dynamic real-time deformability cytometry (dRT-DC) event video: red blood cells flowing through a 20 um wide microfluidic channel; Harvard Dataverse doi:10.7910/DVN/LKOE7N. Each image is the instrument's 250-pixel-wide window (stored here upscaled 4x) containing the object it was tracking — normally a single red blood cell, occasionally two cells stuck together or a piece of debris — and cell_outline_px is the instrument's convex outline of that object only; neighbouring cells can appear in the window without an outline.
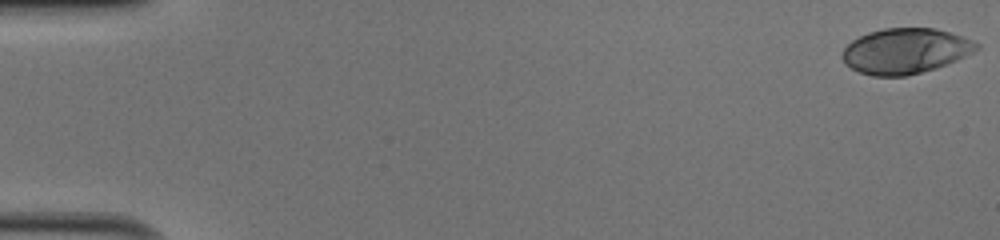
{"species": "human", "species_latin": "Homo sapiens", "temperature_condition": "cold", "stored_images_in_passage": 44, "camera_frame_rate_fps": 3000, "um_per_image_px": 0.085, "donor": {"sex": "male"}, "frame": {"image": 1, "passage_image": 1, "time_ms": 0.0, "image_size_px": [1000, 240], "cell_outline_px": [[980, 48], [956, 60], [936, 68], [908, 76], [872, 76], [860, 72], [852, 68], [840, 56], [844, 48], [852, 40], [868, 32], [884, 28], [936, 28], [964, 36], [980, 44]], "centroid_in_image_um": [76.97, 4.32], "position_along_channel_um": 8.0, "area_um2": 35.49}}
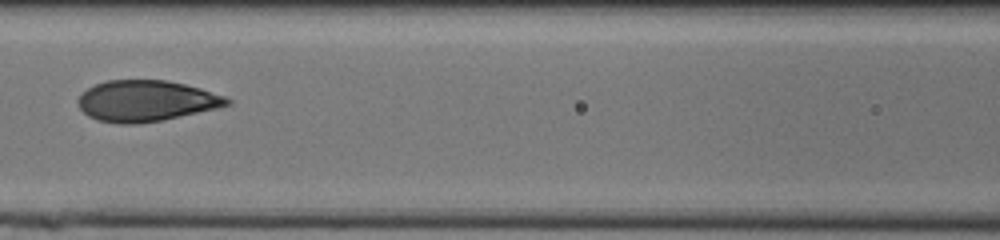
{"frame": {"image": 2, "passage_image": 24, "time_ms": 7.667, "image_size_px": [1000, 240], "cell_outline_px": [[232, 104], [216, 108], [160, 120], [136, 124], [120, 124], [96, 120], [88, 116], [80, 108], [76, 100], [88, 88], [96, 84], [108, 80], [164, 80], [184, 84], [200, 88], [224, 96], [232, 100]], "centroid_in_image_um": [12.39, 8.58], "position_along_channel_um": 154.2, "area_um2": 35.32}}
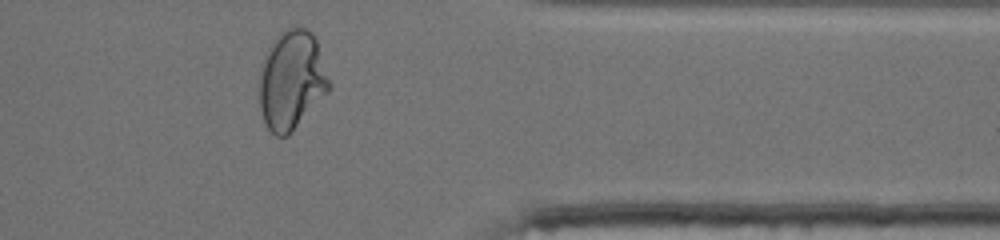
{"frame": {"image": 3, "passage_image": 42, "time_ms": 13.667, "image_size_px": [1000, 240], "cell_outline_px": [[332, 88], [292, 132], [288, 136], [276, 136], [268, 128], [264, 120], [260, 108], [260, 76], [264, 60], [276, 36], [284, 28], [296, 24], [300, 24], [312, 32], [316, 40], [332, 84]], "centroid_in_image_um": [24.83, 6.79], "position_along_channel_um": 386.6, "area_um2": 40.4}, "authors_computed_cell_mechanics": {"area_um2": 35.7204, "velocity_mm_per_s": 4.0812, "shape_relaxation_time_tau1_ms": 4.4554, "shape_relaxation_time_tau2_ms": null, "deformation_change_tau1": 0.2067, "deformation_change_tau2": null}}